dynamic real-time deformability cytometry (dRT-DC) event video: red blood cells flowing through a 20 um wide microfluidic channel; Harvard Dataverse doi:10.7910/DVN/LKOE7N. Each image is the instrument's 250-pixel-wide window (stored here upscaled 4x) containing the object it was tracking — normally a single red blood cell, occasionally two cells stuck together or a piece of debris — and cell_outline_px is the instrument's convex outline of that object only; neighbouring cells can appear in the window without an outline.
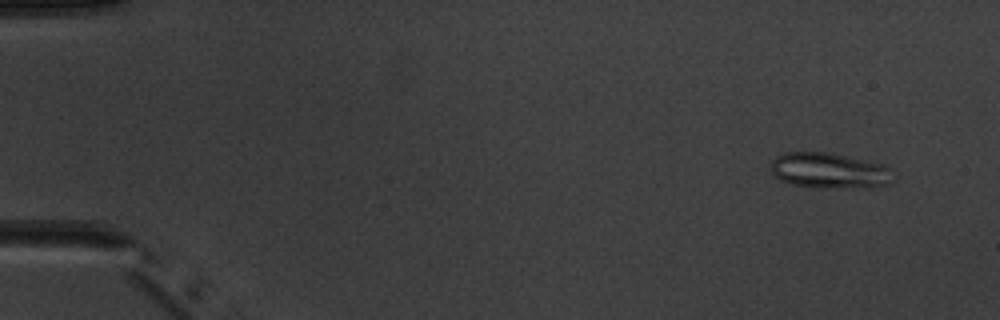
{"species": "common noctule bat (a hibernating species)", "species_latin": "Nyctalus noctula", "temperature_condition": "warm", "stored_images_in_passage": 6, "camera_frame_rate_fps": 3000, "um_per_image_px": 0.085, "animal": {"sex": "male", "body_mass_g": 20.1, "forearm_length_mm": 53.5}, "frame": {"image": 1, "passage_image": 1, "time_ms": 0.0, "image_size_px": [1000, 320], "cell_outline_px": [[892, 184], [868, 188], [812, 188], [792, 184], [780, 180], [768, 168], [772, 160], [776, 156], [784, 152], [828, 152], [884, 164], [888, 168], [892, 180]], "centroid_in_image_um": [70.46, 14.52], "position_along_channel_um": 14.5, "area_um2": 25.78}}
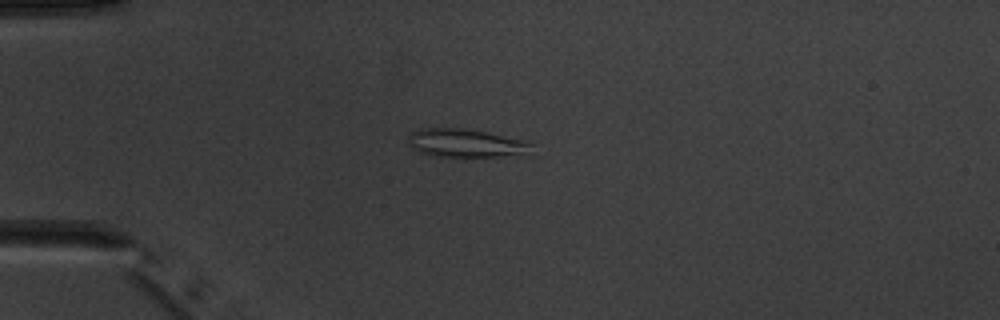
{"frame": {"image": 2, "passage_image": 4, "time_ms": 3.333, "image_size_px": [1000, 320], "cell_outline_px": [[536, 144], [532, 156], [432, 156], [420, 152], [412, 148], [408, 144], [408, 136], [412, 132], [420, 128], [464, 128], [528, 140]], "centroid_in_image_um": [39.75, 12.18], "position_along_channel_um": 45.3, "area_um2": 21.04}}
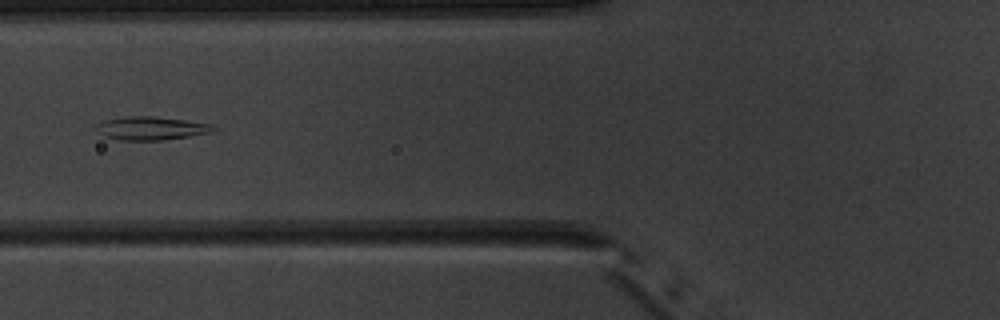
{"frame": {"image": 3, "passage_image": 6, "time_ms": 5.667, "image_size_px": [1000, 320], "cell_outline_px": [[216, 128], [212, 132], [164, 140], [120, 140], [104, 136], [96, 132], [96, 124], [108, 120], [124, 116], [152, 116], [184, 120], [212, 124]], "centroid_in_image_um": [12.82, 10.9], "position_along_channel_um": 113.0, "area_um2": 15.84}}